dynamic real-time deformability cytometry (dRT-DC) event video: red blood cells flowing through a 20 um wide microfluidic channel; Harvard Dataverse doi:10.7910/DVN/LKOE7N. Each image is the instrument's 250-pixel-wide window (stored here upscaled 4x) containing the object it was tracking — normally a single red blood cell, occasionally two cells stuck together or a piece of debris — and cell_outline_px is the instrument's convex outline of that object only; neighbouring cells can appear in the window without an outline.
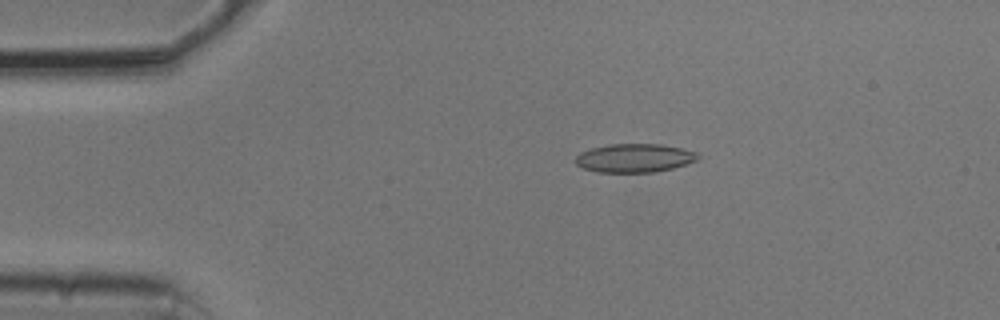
{"species": "common noctule bat (a hibernating species)", "species_latin": "Nyctalus noctula", "temperature_condition": "cold", "stored_images_in_passage": 53, "camera_frame_rate_fps": 3000, "um_per_image_px": 0.085, "animal": {"sex": "male", "body_mass_g": 20.5, "forearm_length_mm": 52.5}, "frame": {"image": 1, "passage_image": 10, "time_ms": 3.0, "image_size_px": [1000, 320], "cell_outline_px": [[700, 156], [696, 160], [672, 168], [656, 172], [596, 172], [584, 168], [576, 164], [576, 156], [580, 152], [592, 148], [608, 144], [660, 144], [680, 148], [696, 152]], "centroid_in_image_um": [53.91, 13.43], "position_along_channel_um": 31.1, "area_um2": 20.23}}
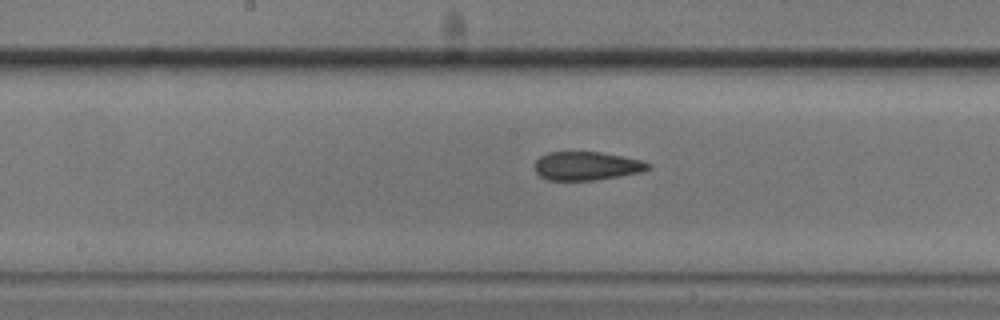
{"frame": {"image": 2, "passage_image": 27, "time_ms": 8.667, "image_size_px": [1000, 320], "cell_outline_px": [[652, 168], [640, 172], [596, 180], [548, 180], [540, 176], [536, 172], [536, 160], [540, 156], [548, 152], [600, 152], [624, 156], [640, 160], [652, 164]], "centroid_in_image_um": [49.89, 14.1], "position_along_channel_um": 198.3, "area_um2": 18.84}}
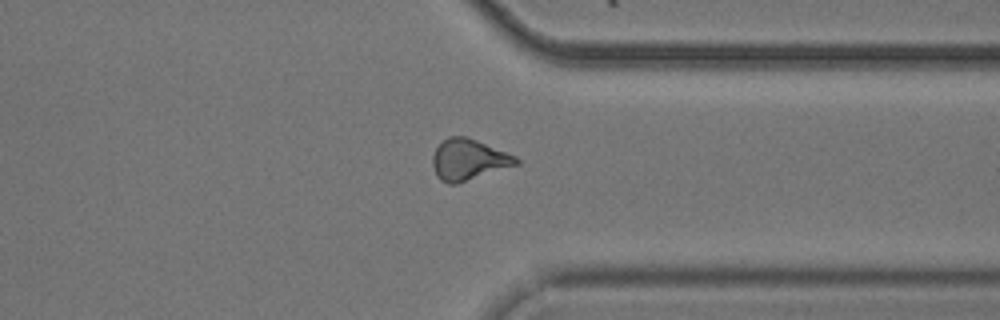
{"frame": {"image": 3, "passage_image": 41, "time_ms": 13.333, "image_size_px": [1000, 320], "cell_outline_px": [[520, 164], [456, 184], [448, 184], [440, 180], [436, 176], [432, 164], [432, 156], [436, 148], [448, 136], [464, 136], [476, 140], [516, 156], [520, 160]], "centroid_in_image_um": [39.82, 13.58], "position_along_channel_um": 371.6, "area_um2": 19.94}, "authors_computed_cell_mechanics": {"area_um2": 19.652, "velocity_mm_per_s": 3.7623, "shape_relaxation_time_tau1_ms": 5.6853, "shape_relaxation_time_tau2_ms": 1.8193, "deformation_change_tau1": 0.1727, "deformation_change_tau2": 0.0993}}